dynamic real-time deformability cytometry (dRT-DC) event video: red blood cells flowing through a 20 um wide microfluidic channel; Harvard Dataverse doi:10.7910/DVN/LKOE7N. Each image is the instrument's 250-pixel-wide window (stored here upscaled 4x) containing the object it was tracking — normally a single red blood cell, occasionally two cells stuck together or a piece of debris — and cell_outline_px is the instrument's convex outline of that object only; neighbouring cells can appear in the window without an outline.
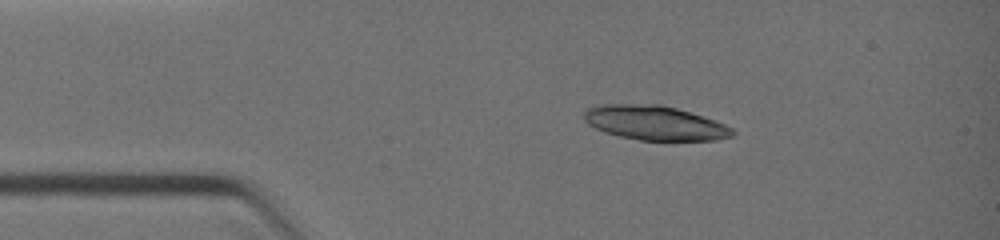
{"species": "common noctule bat (a hibernating species)", "species_latin": "Nyctalus noctula", "temperature_condition": "warm", "stored_images_in_passage": 13, "camera_frame_rate_fps": 3000, "um_per_image_px": 0.085, "animal": {"sex": "female", "body_mass_g": 19.0, "forearm_length_mm": 51.5}, "frame": {"image": 1, "passage_image": 3, "time_ms": 1.333, "image_size_px": [1000, 240], "cell_outline_px": [[736, 132], [732, 136], [716, 140], [640, 140], [620, 136], [604, 132], [588, 124], [584, 120], [584, 112], [588, 108], [600, 104], [660, 104], [676, 108], [716, 120], [732, 128]], "centroid_in_image_um": [55.66, 10.44], "position_along_channel_um": 29.3, "area_um2": 29.71}}